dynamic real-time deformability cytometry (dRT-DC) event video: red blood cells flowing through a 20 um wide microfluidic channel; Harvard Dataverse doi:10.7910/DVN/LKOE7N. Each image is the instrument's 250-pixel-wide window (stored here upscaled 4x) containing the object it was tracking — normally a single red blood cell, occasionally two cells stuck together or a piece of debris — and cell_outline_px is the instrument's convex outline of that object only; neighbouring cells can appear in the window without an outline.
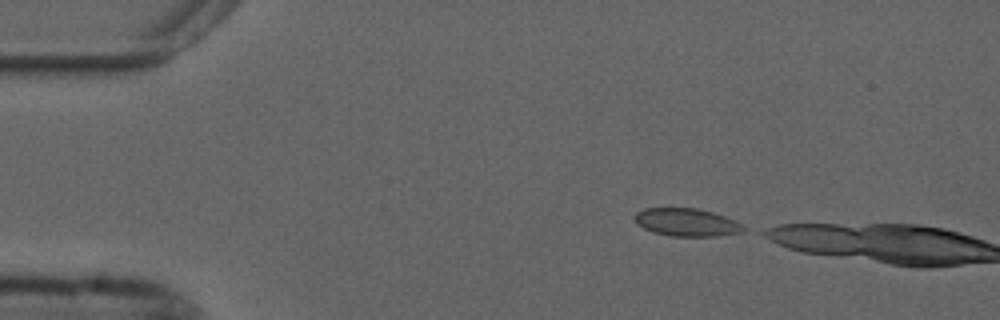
{"species": "common noctule bat (a hibernating species)", "species_latin": "Nyctalus noctula", "temperature_condition": "cold", "stored_images_in_passage": 3, "camera_frame_rate_fps": 3000, "um_per_image_px": 0.085, "animal": {"sex": "male", "forearm_length_mm": 52.5}, "frame": {"image": 1, "passage_image": 1, "time_ms": 0.0, "image_size_px": [1000, 320], "cell_outline_px": [[744, 232], [716, 236], [672, 236], [652, 232], [636, 224], [636, 212], [644, 208], [696, 208], [712, 212], [736, 220], [744, 228]], "centroid_in_image_um": [58.36, 18.9], "position_along_channel_um": 26.6, "area_um2": 17.57}}